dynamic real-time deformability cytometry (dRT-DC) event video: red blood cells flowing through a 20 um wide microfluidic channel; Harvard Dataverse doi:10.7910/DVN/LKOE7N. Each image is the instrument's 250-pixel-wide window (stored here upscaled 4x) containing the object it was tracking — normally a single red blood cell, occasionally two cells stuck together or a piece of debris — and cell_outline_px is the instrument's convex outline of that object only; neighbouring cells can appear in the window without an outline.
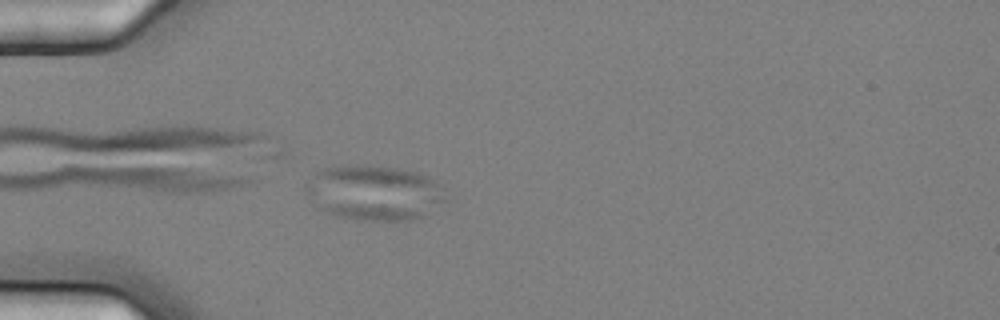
{"species": "common noctule bat (a hibernating species)", "species_latin": "Nyctalus noctula", "temperature_condition": "cold", "stored_images_in_passage": 6, "camera_frame_rate_fps": 3000, "um_per_image_px": 0.085, "animal": {"sex": "female", "body_mass_g": 25.1}, "frame": {"image": 1, "passage_image": 5, "time_ms": 1.333, "image_size_px": [1000, 320], "cell_outline_px": [[448, 200], [420, 216], [412, 220], [356, 220], [336, 216], [316, 208], [304, 192], [304, 184], [316, 172], [324, 168], [396, 168], [416, 172], [428, 176], [444, 184]], "centroid_in_image_um": [31.83, 16.43], "position_along_channel_um": 53.2, "area_um2": 44.51}}